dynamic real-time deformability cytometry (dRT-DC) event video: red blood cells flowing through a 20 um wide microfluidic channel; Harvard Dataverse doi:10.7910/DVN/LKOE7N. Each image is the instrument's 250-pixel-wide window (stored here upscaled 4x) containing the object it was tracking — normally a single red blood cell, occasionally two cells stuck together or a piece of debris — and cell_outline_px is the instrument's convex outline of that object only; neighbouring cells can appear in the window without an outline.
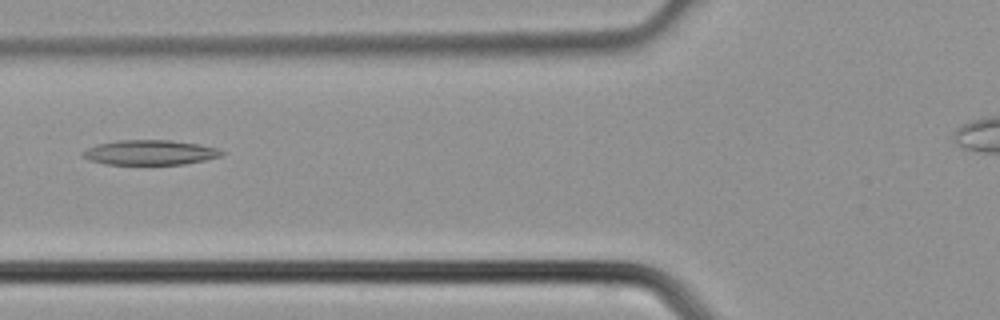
{"species": "common noctule bat (a hibernating species)", "species_latin": "Nyctalus noctula", "temperature_condition": "cold", "stored_images_in_passage": 6, "camera_frame_rate_fps": 3000, "um_per_image_px": 0.085, "animal": {"sex": "male", "body_mass_g": 21.5, "forearm_length_mm": 52.0}, "frame": {"image": 1, "passage_image": 4, "time_ms": 1.0, "image_size_px": [1000, 320], "cell_outline_px": [[224, 152], [220, 156], [204, 160], [184, 164], [104, 164], [88, 160], [80, 152], [96, 144], [116, 140], [168, 140], [200, 144], [216, 148]], "centroid_in_image_um": [12.7, 12.95], "position_along_channel_um": 113.1, "area_um2": 20.06}}